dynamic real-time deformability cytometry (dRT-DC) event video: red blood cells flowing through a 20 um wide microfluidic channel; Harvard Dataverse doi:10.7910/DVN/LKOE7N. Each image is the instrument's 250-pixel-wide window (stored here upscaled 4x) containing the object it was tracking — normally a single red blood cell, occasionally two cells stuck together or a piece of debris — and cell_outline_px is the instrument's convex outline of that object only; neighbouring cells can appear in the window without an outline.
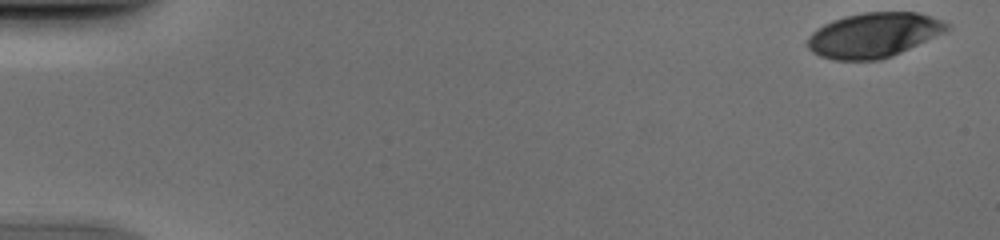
{"species": "human", "species_latin": "Homo sapiens", "temperature_condition": "cold", "stored_images_in_passage": 51, "camera_frame_rate_fps": 3000, "um_per_image_px": 0.085, "donor": {"sex": "male"}, "frame": {"image": 1, "passage_image": 1, "time_ms": 0.0, "image_size_px": [1000, 240], "cell_outline_px": [[948, 28], [944, 32], [892, 56], [880, 60], [832, 60], [820, 56], [812, 52], [808, 48], [808, 36], [816, 28], [832, 20], [844, 16], [864, 12], [916, 12], [940, 20], [948, 24]], "centroid_in_image_um": [74.2, 2.99], "position_along_channel_um": 10.8, "area_um2": 36.07}}
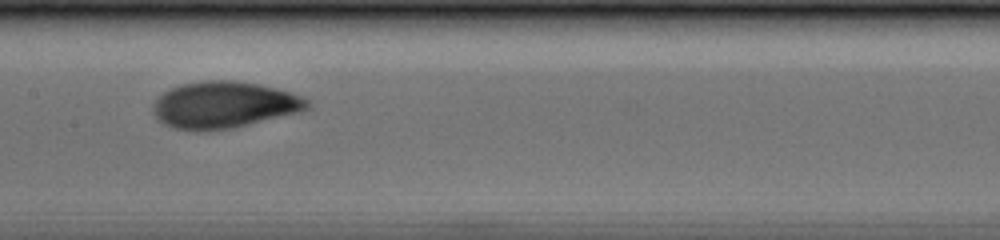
{"frame": {"image": 2, "passage_image": 26, "time_ms": 8.333, "image_size_px": [1000, 240], "cell_outline_px": [[312, 108], [300, 112], [232, 128], [172, 128], [164, 124], [152, 112], [152, 108], [156, 100], [164, 92], [180, 84], [204, 80], [236, 80], [276, 88], [300, 96], [308, 100]], "centroid_in_image_um": [19.08, 8.88], "position_along_channel_um": 188.3, "area_um2": 41.15}}
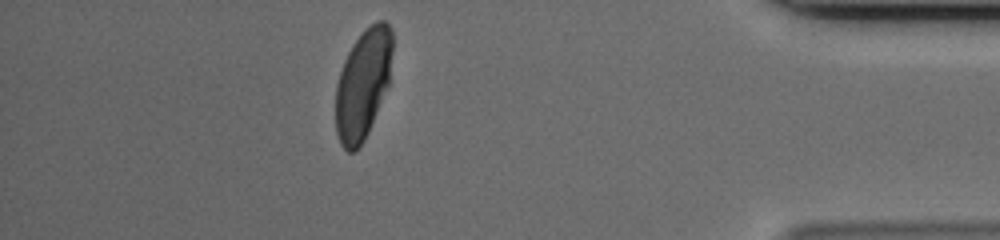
{"frame": {"image": 3, "passage_image": 45, "time_ms": 14.667, "image_size_px": [1000, 240], "cell_outline_px": [[392, 52], [388, 84], [368, 132], [364, 140], [352, 152], [348, 152], [340, 144], [336, 132], [336, 84], [344, 60], [352, 44], [376, 20], [384, 20], [392, 28]], "centroid_in_image_um": [30.84, 7.13], "position_along_channel_um": 404.4, "area_um2": 35.84}}